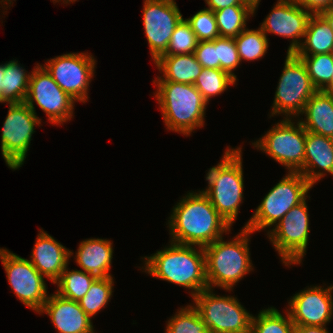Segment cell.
<instances>
[{
	"label": "cell",
	"mask_w": 333,
	"mask_h": 333,
	"mask_svg": "<svg viewBox=\"0 0 333 333\" xmlns=\"http://www.w3.org/2000/svg\"><path fill=\"white\" fill-rule=\"evenodd\" d=\"M185 196L173 207L167 223L171 242L204 248L231 230L202 190Z\"/></svg>",
	"instance_id": "1"
},
{
	"label": "cell",
	"mask_w": 333,
	"mask_h": 333,
	"mask_svg": "<svg viewBox=\"0 0 333 333\" xmlns=\"http://www.w3.org/2000/svg\"><path fill=\"white\" fill-rule=\"evenodd\" d=\"M198 248L170 241L168 247L144 257L146 266L143 269L153 278L191 289L194 298L208 288L205 254L203 247Z\"/></svg>",
	"instance_id": "2"
},
{
	"label": "cell",
	"mask_w": 333,
	"mask_h": 333,
	"mask_svg": "<svg viewBox=\"0 0 333 333\" xmlns=\"http://www.w3.org/2000/svg\"><path fill=\"white\" fill-rule=\"evenodd\" d=\"M250 234L243 227L230 242L221 237L203 248L208 288L217 286L231 291L253 269L248 246Z\"/></svg>",
	"instance_id": "3"
},
{
	"label": "cell",
	"mask_w": 333,
	"mask_h": 333,
	"mask_svg": "<svg viewBox=\"0 0 333 333\" xmlns=\"http://www.w3.org/2000/svg\"><path fill=\"white\" fill-rule=\"evenodd\" d=\"M156 100L168 130L189 136L204 126L207 102L193 84L153 81Z\"/></svg>",
	"instance_id": "4"
},
{
	"label": "cell",
	"mask_w": 333,
	"mask_h": 333,
	"mask_svg": "<svg viewBox=\"0 0 333 333\" xmlns=\"http://www.w3.org/2000/svg\"><path fill=\"white\" fill-rule=\"evenodd\" d=\"M241 153L240 146L236 149L227 147L222 160L207 172L208 186L202 191L230 226L238 216L244 196Z\"/></svg>",
	"instance_id": "5"
},
{
	"label": "cell",
	"mask_w": 333,
	"mask_h": 333,
	"mask_svg": "<svg viewBox=\"0 0 333 333\" xmlns=\"http://www.w3.org/2000/svg\"><path fill=\"white\" fill-rule=\"evenodd\" d=\"M312 187L301 173L288 172L269 190L244 228L255 233L275 227L289 210L309 197L307 193Z\"/></svg>",
	"instance_id": "6"
},
{
	"label": "cell",
	"mask_w": 333,
	"mask_h": 333,
	"mask_svg": "<svg viewBox=\"0 0 333 333\" xmlns=\"http://www.w3.org/2000/svg\"><path fill=\"white\" fill-rule=\"evenodd\" d=\"M210 333H250L253 315L233 296H217L210 288L193 298Z\"/></svg>",
	"instance_id": "7"
},
{
	"label": "cell",
	"mask_w": 333,
	"mask_h": 333,
	"mask_svg": "<svg viewBox=\"0 0 333 333\" xmlns=\"http://www.w3.org/2000/svg\"><path fill=\"white\" fill-rule=\"evenodd\" d=\"M316 91L302 60L294 53H287L270 117L277 114H284V118L298 117Z\"/></svg>",
	"instance_id": "8"
},
{
	"label": "cell",
	"mask_w": 333,
	"mask_h": 333,
	"mask_svg": "<svg viewBox=\"0 0 333 333\" xmlns=\"http://www.w3.org/2000/svg\"><path fill=\"white\" fill-rule=\"evenodd\" d=\"M291 119H282L252 144L284 165L288 172H299L304 166L306 130L299 119L297 123Z\"/></svg>",
	"instance_id": "9"
},
{
	"label": "cell",
	"mask_w": 333,
	"mask_h": 333,
	"mask_svg": "<svg viewBox=\"0 0 333 333\" xmlns=\"http://www.w3.org/2000/svg\"><path fill=\"white\" fill-rule=\"evenodd\" d=\"M1 133L2 156L8 168L19 169L27 156L35 125L41 119L25 102L9 103Z\"/></svg>",
	"instance_id": "10"
},
{
	"label": "cell",
	"mask_w": 333,
	"mask_h": 333,
	"mask_svg": "<svg viewBox=\"0 0 333 333\" xmlns=\"http://www.w3.org/2000/svg\"><path fill=\"white\" fill-rule=\"evenodd\" d=\"M309 228L305 199L289 210L274 228L268 230V238L285 266L302 262L309 241Z\"/></svg>",
	"instance_id": "11"
},
{
	"label": "cell",
	"mask_w": 333,
	"mask_h": 333,
	"mask_svg": "<svg viewBox=\"0 0 333 333\" xmlns=\"http://www.w3.org/2000/svg\"><path fill=\"white\" fill-rule=\"evenodd\" d=\"M87 53H66L49 59L43 67L58 86L75 101L88 100V88L95 73L96 60Z\"/></svg>",
	"instance_id": "12"
},
{
	"label": "cell",
	"mask_w": 333,
	"mask_h": 333,
	"mask_svg": "<svg viewBox=\"0 0 333 333\" xmlns=\"http://www.w3.org/2000/svg\"><path fill=\"white\" fill-rule=\"evenodd\" d=\"M34 101L52 124L63 125L73 118L76 101L58 86L41 64H36L31 71L25 99V103L35 112Z\"/></svg>",
	"instance_id": "13"
},
{
	"label": "cell",
	"mask_w": 333,
	"mask_h": 333,
	"mask_svg": "<svg viewBox=\"0 0 333 333\" xmlns=\"http://www.w3.org/2000/svg\"><path fill=\"white\" fill-rule=\"evenodd\" d=\"M0 259L16 297L38 313L48 298L44 277L29 260L6 248H0Z\"/></svg>",
	"instance_id": "14"
},
{
	"label": "cell",
	"mask_w": 333,
	"mask_h": 333,
	"mask_svg": "<svg viewBox=\"0 0 333 333\" xmlns=\"http://www.w3.org/2000/svg\"><path fill=\"white\" fill-rule=\"evenodd\" d=\"M143 25L155 62L168 49L176 26L183 19L175 0H144Z\"/></svg>",
	"instance_id": "15"
},
{
	"label": "cell",
	"mask_w": 333,
	"mask_h": 333,
	"mask_svg": "<svg viewBox=\"0 0 333 333\" xmlns=\"http://www.w3.org/2000/svg\"><path fill=\"white\" fill-rule=\"evenodd\" d=\"M333 285L304 288L289 300L290 318L295 326H326L333 316Z\"/></svg>",
	"instance_id": "16"
},
{
	"label": "cell",
	"mask_w": 333,
	"mask_h": 333,
	"mask_svg": "<svg viewBox=\"0 0 333 333\" xmlns=\"http://www.w3.org/2000/svg\"><path fill=\"white\" fill-rule=\"evenodd\" d=\"M312 16L306 9L290 0H278L269 15L266 16L260 29L268 33L290 38L292 42L287 53H295L304 39L309 18Z\"/></svg>",
	"instance_id": "17"
},
{
	"label": "cell",
	"mask_w": 333,
	"mask_h": 333,
	"mask_svg": "<svg viewBox=\"0 0 333 333\" xmlns=\"http://www.w3.org/2000/svg\"><path fill=\"white\" fill-rule=\"evenodd\" d=\"M38 313H46L58 333H95L91 318L81 309L79 302L57 293L48 296Z\"/></svg>",
	"instance_id": "18"
},
{
	"label": "cell",
	"mask_w": 333,
	"mask_h": 333,
	"mask_svg": "<svg viewBox=\"0 0 333 333\" xmlns=\"http://www.w3.org/2000/svg\"><path fill=\"white\" fill-rule=\"evenodd\" d=\"M72 255V251L40 229L29 261L43 277L54 284L68 267Z\"/></svg>",
	"instance_id": "19"
},
{
	"label": "cell",
	"mask_w": 333,
	"mask_h": 333,
	"mask_svg": "<svg viewBox=\"0 0 333 333\" xmlns=\"http://www.w3.org/2000/svg\"><path fill=\"white\" fill-rule=\"evenodd\" d=\"M326 172L333 176V138L306 131L304 166L299 173L314 186Z\"/></svg>",
	"instance_id": "20"
},
{
	"label": "cell",
	"mask_w": 333,
	"mask_h": 333,
	"mask_svg": "<svg viewBox=\"0 0 333 333\" xmlns=\"http://www.w3.org/2000/svg\"><path fill=\"white\" fill-rule=\"evenodd\" d=\"M77 265L83 271L96 277H112L113 246L110 240L89 238L81 241L75 253Z\"/></svg>",
	"instance_id": "21"
},
{
	"label": "cell",
	"mask_w": 333,
	"mask_h": 333,
	"mask_svg": "<svg viewBox=\"0 0 333 333\" xmlns=\"http://www.w3.org/2000/svg\"><path fill=\"white\" fill-rule=\"evenodd\" d=\"M303 114L306 118L299 121L306 131L333 138V93L317 90L305 104Z\"/></svg>",
	"instance_id": "22"
},
{
	"label": "cell",
	"mask_w": 333,
	"mask_h": 333,
	"mask_svg": "<svg viewBox=\"0 0 333 333\" xmlns=\"http://www.w3.org/2000/svg\"><path fill=\"white\" fill-rule=\"evenodd\" d=\"M154 63L163 76L153 81L194 84L203 69L193 53L160 56Z\"/></svg>",
	"instance_id": "23"
},
{
	"label": "cell",
	"mask_w": 333,
	"mask_h": 333,
	"mask_svg": "<svg viewBox=\"0 0 333 333\" xmlns=\"http://www.w3.org/2000/svg\"><path fill=\"white\" fill-rule=\"evenodd\" d=\"M304 42L294 53L296 56L329 54L333 52V30L322 14L309 18Z\"/></svg>",
	"instance_id": "24"
},
{
	"label": "cell",
	"mask_w": 333,
	"mask_h": 333,
	"mask_svg": "<svg viewBox=\"0 0 333 333\" xmlns=\"http://www.w3.org/2000/svg\"><path fill=\"white\" fill-rule=\"evenodd\" d=\"M4 79L2 80V103L25 102L31 73H26L18 60H11L4 64Z\"/></svg>",
	"instance_id": "25"
},
{
	"label": "cell",
	"mask_w": 333,
	"mask_h": 333,
	"mask_svg": "<svg viewBox=\"0 0 333 333\" xmlns=\"http://www.w3.org/2000/svg\"><path fill=\"white\" fill-rule=\"evenodd\" d=\"M220 37L235 38L244 29L246 21L254 15L252 5H232L214 11Z\"/></svg>",
	"instance_id": "26"
},
{
	"label": "cell",
	"mask_w": 333,
	"mask_h": 333,
	"mask_svg": "<svg viewBox=\"0 0 333 333\" xmlns=\"http://www.w3.org/2000/svg\"><path fill=\"white\" fill-rule=\"evenodd\" d=\"M68 269L66 267L54 283L58 288L56 293L63 298L79 302L97 277L82 270L68 271Z\"/></svg>",
	"instance_id": "27"
},
{
	"label": "cell",
	"mask_w": 333,
	"mask_h": 333,
	"mask_svg": "<svg viewBox=\"0 0 333 333\" xmlns=\"http://www.w3.org/2000/svg\"><path fill=\"white\" fill-rule=\"evenodd\" d=\"M236 81L234 77L221 69L203 68L193 85L203 99L209 103L210 98L221 95L229 85H234Z\"/></svg>",
	"instance_id": "28"
},
{
	"label": "cell",
	"mask_w": 333,
	"mask_h": 333,
	"mask_svg": "<svg viewBox=\"0 0 333 333\" xmlns=\"http://www.w3.org/2000/svg\"><path fill=\"white\" fill-rule=\"evenodd\" d=\"M285 313L287 316L274 307L262 309L258 316L252 317L250 333H294L295 325L289 313Z\"/></svg>",
	"instance_id": "29"
},
{
	"label": "cell",
	"mask_w": 333,
	"mask_h": 333,
	"mask_svg": "<svg viewBox=\"0 0 333 333\" xmlns=\"http://www.w3.org/2000/svg\"><path fill=\"white\" fill-rule=\"evenodd\" d=\"M114 285L113 277H97L90 285L88 292L79 301L81 309L92 318L108 304Z\"/></svg>",
	"instance_id": "30"
},
{
	"label": "cell",
	"mask_w": 333,
	"mask_h": 333,
	"mask_svg": "<svg viewBox=\"0 0 333 333\" xmlns=\"http://www.w3.org/2000/svg\"><path fill=\"white\" fill-rule=\"evenodd\" d=\"M268 36L258 28L256 30L244 29L234 38L240 61L258 60L266 54L269 43Z\"/></svg>",
	"instance_id": "31"
},
{
	"label": "cell",
	"mask_w": 333,
	"mask_h": 333,
	"mask_svg": "<svg viewBox=\"0 0 333 333\" xmlns=\"http://www.w3.org/2000/svg\"><path fill=\"white\" fill-rule=\"evenodd\" d=\"M165 330V333H210L207 324L193 305L180 308L168 320Z\"/></svg>",
	"instance_id": "32"
},
{
	"label": "cell",
	"mask_w": 333,
	"mask_h": 333,
	"mask_svg": "<svg viewBox=\"0 0 333 333\" xmlns=\"http://www.w3.org/2000/svg\"><path fill=\"white\" fill-rule=\"evenodd\" d=\"M297 57L305 64L311 82L317 90H323L331 82L333 73L331 53Z\"/></svg>",
	"instance_id": "33"
},
{
	"label": "cell",
	"mask_w": 333,
	"mask_h": 333,
	"mask_svg": "<svg viewBox=\"0 0 333 333\" xmlns=\"http://www.w3.org/2000/svg\"><path fill=\"white\" fill-rule=\"evenodd\" d=\"M197 43L198 40L190 24L183 18L173 31L168 49L161 56L194 53Z\"/></svg>",
	"instance_id": "34"
},
{
	"label": "cell",
	"mask_w": 333,
	"mask_h": 333,
	"mask_svg": "<svg viewBox=\"0 0 333 333\" xmlns=\"http://www.w3.org/2000/svg\"><path fill=\"white\" fill-rule=\"evenodd\" d=\"M198 41H212L220 37L214 11L202 9L186 19Z\"/></svg>",
	"instance_id": "35"
},
{
	"label": "cell",
	"mask_w": 333,
	"mask_h": 333,
	"mask_svg": "<svg viewBox=\"0 0 333 333\" xmlns=\"http://www.w3.org/2000/svg\"><path fill=\"white\" fill-rule=\"evenodd\" d=\"M215 48H217L220 69L226 71L237 80L233 70L238 68L241 61L239 59L237 45L234 38H215Z\"/></svg>",
	"instance_id": "36"
},
{
	"label": "cell",
	"mask_w": 333,
	"mask_h": 333,
	"mask_svg": "<svg viewBox=\"0 0 333 333\" xmlns=\"http://www.w3.org/2000/svg\"><path fill=\"white\" fill-rule=\"evenodd\" d=\"M193 54L203 68L220 69L215 39L212 41H198Z\"/></svg>",
	"instance_id": "37"
},
{
	"label": "cell",
	"mask_w": 333,
	"mask_h": 333,
	"mask_svg": "<svg viewBox=\"0 0 333 333\" xmlns=\"http://www.w3.org/2000/svg\"><path fill=\"white\" fill-rule=\"evenodd\" d=\"M311 14H322L324 12V0H290Z\"/></svg>",
	"instance_id": "38"
},
{
	"label": "cell",
	"mask_w": 333,
	"mask_h": 333,
	"mask_svg": "<svg viewBox=\"0 0 333 333\" xmlns=\"http://www.w3.org/2000/svg\"><path fill=\"white\" fill-rule=\"evenodd\" d=\"M205 3L208 5L207 9L212 11H218L232 5H251L245 0H205Z\"/></svg>",
	"instance_id": "39"
},
{
	"label": "cell",
	"mask_w": 333,
	"mask_h": 333,
	"mask_svg": "<svg viewBox=\"0 0 333 333\" xmlns=\"http://www.w3.org/2000/svg\"><path fill=\"white\" fill-rule=\"evenodd\" d=\"M294 333H329L326 326H295Z\"/></svg>",
	"instance_id": "40"
},
{
	"label": "cell",
	"mask_w": 333,
	"mask_h": 333,
	"mask_svg": "<svg viewBox=\"0 0 333 333\" xmlns=\"http://www.w3.org/2000/svg\"><path fill=\"white\" fill-rule=\"evenodd\" d=\"M322 15L326 18V20L330 23V26L333 30V6L328 10L324 11Z\"/></svg>",
	"instance_id": "41"
},
{
	"label": "cell",
	"mask_w": 333,
	"mask_h": 333,
	"mask_svg": "<svg viewBox=\"0 0 333 333\" xmlns=\"http://www.w3.org/2000/svg\"><path fill=\"white\" fill-rule=\"evenodd\" d=\"M331 58L333 63V52L331 53ZM322 91L333 93V73H332L331 82Z\"/></svg>",
	"instance_id": "42"
},
{
	"label": "cell",
	"mask_w": 333,
	"mask_h": 333,
	"mask_svg": "<svg viewBox=\"0 0 333 333\" xmlns=\"http://www.w3.org/2000/svg\"><path fill=\"white\" fill-rule=\"evenodd\" d=\"M3 67L4 65H0V103H2V89H1V84H2V80L4 79V72H3Z\"/></svg>",
	"instance_id": "43"
},
{
	"label": "cell",
	"mask_w": 333,
	"mask_h": 333,
	"mask_svg": "<svg viewBox=\"0 0 333 333\" xmlns=\"http://www.w3.org/2000/svg\"><path fill=\"white\" fill-rule=\"evenodd\" d=\"M245 1L254 7V14H255V11L258 8L259 2L261 0H245Z\"/></svg>",
	"instance_id": "44"
},
{
	"label": "cell",
	"mask_w": 333,
	"mask_h": 333,
	"mask_svg": "<svg viewBox=\"0 0 333 333\" xmlns=\"http://www.w3.org/2000/svg\"><path fill=\"white\" fill-rule=\"evenodd\" d=\"M333 6V0H324V11Z\"/></svg>",
	"instance_id": "45"
},
{
	"label": "cell",
	"mask_w": 333,
	"mask_h": 333,
	"mask_svg": "<svg viewBox=\"0 0 333 333\" xmlns=\"http://www.w3.org/2000/svg\"><path fill=\"white\" fill-rule=\"evenodd\" d=\"M6 1V2H5ZM2 2H3V5L5 7V5H7L8 3L11 4L13 1L12 0H1L0 3L2 5Z\"/></svg>",
	"instance_id": "46"
},
{
	"label": "cell",
	"mask_w": 333,
	"mask_h": 333,
	"mask_svg": "<svg viewBox=\"0 0 333 333\" xmlns=\"http://www.w3.org/2000/svg\"><path fill=\"white\" fill-rule=\"evenodd\" d=\"M59 1H61V0H53V2H55V3H56V2L59 3ZM62 1H63L64 4H65V3L67 4V0H62Z\"/></svg>",
	"instance_id": "47"
},
{
	"label": "cell",
	"mask_w": 333,
	"mask_h": 333,
	"mask_svg": "<svg viewBox=\"0 0 333 333\" xmlns=\"http://www.w3.org/2000/svg\"><path fill=\"white\" fill-rule=\"evenodd\" d=\"M74 1H77V0H67V3L69 2V3H72V2H74Z\"/></svg>",
	"instance_id": "48"
}]
</instances>
